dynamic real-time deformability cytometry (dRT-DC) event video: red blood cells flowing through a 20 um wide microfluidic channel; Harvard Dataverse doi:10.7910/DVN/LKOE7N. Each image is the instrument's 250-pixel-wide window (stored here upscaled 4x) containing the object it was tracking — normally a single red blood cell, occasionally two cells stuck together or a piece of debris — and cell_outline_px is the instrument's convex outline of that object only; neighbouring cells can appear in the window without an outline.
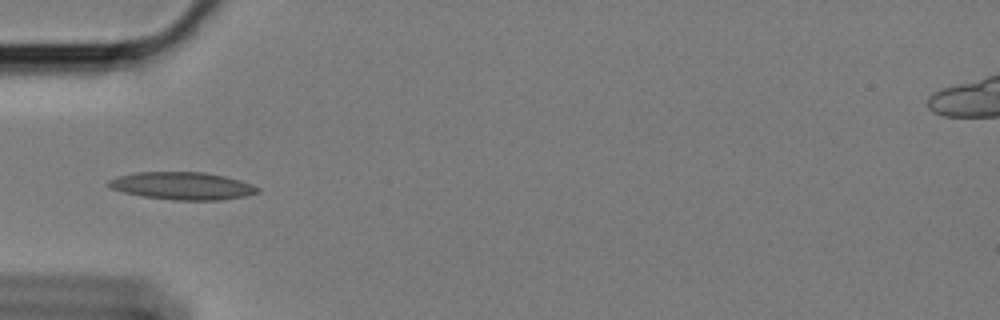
{"species": "Egyptian fruit bat (a non-hibernating species)", "species_latin": "Rousettus aegyptiacus", "temperature_condition": "cold", "stored_images_in_passage": 30, "camera_frame_rate_fps": 3000, "um_per_image_px": 0.085, "animal": {"sex": "female"}, "frame": {"image": 1, "passage_image": 1, "time_ms": 0.0, "image_size_px": [1000, 320], "cell_outline_px": [[260, 192], [248, 196], [220, 200], [172, 200], [144, 196], [124, 192], [112, 188], [108, 184], [108, 180], [116, 176], [136, 172], [204, 172], [224, 176], [240, 180], [252, 184], [260, 188]], "centroid_in_image_um": [15.54, 15.8], "position_along_channel_um": 69.5, "area_um2": 23.99}}
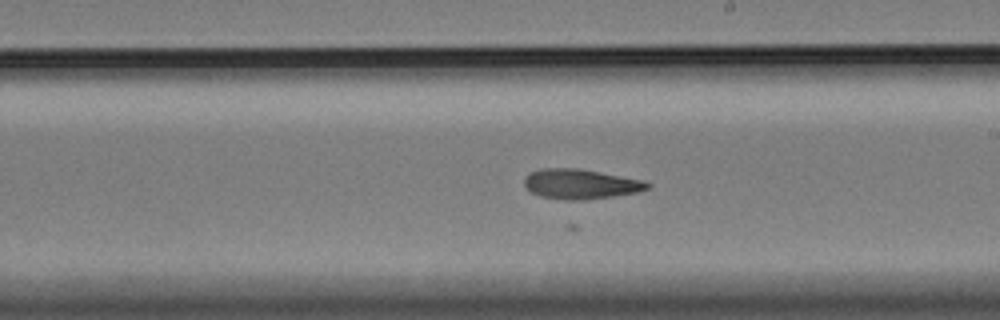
{"frame": {"image": 2, "passage_image": 16, "time_ms": 5.0, "image_size_px": [1000, 320], "cell_outline_px": [[652, 188], [640, 192], [584, 200], [564, 200], [540, 196], [532, 192], [524, 184], [524, 176], [528, 172], [540, 168], [580, 168], [644, 180], [652, 184]], "centroid_in_image_um": [49.38, 15.63], "position_along_channel_um": 239.6, "area_um2": 21.79}}
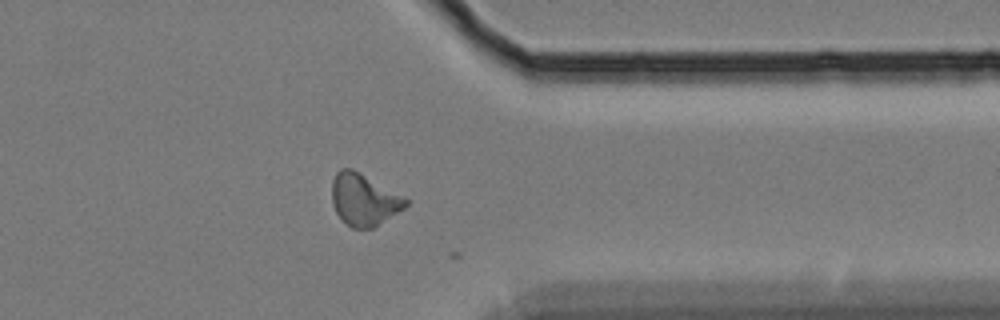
{"frame": {"image": 3, "passage_image": 29, "time_ms": 9.333, "image_size_px": [1000, 320], "cell_outline_px": [[408, 204], [404, 208], [372, 228], [352, 228], [336, 212], [332, 204], [332, 180], [336, 172], [340, 168], [352, 168], [360, 172], [404, 196], [408, 200]], "centroid_in_image_um": [30.92, 16.94], "position_along_channel_um": 380.5, "area_um2": 22.14}}